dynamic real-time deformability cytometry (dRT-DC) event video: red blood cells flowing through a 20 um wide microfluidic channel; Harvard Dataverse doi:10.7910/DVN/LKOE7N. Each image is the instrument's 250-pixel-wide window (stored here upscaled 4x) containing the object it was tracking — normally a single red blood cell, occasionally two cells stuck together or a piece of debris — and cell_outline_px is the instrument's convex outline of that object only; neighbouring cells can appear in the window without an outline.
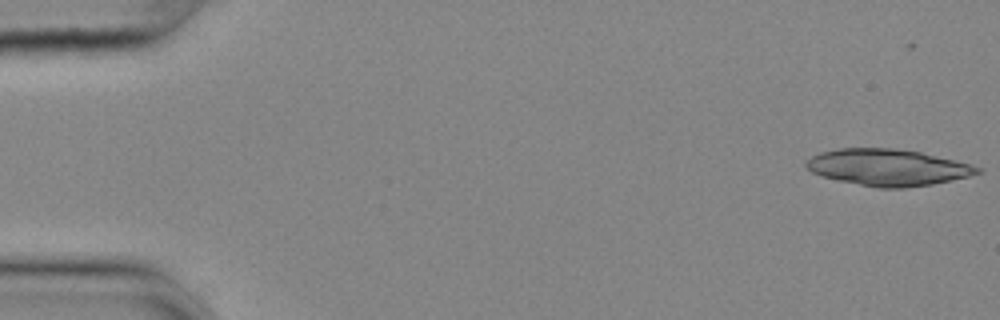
{"species": "common noctule bat (a hibernating species)", "species_latin": "Nyctalus noctula", "temperature_condition": "cold", "stored_images_in_passage": 42, "segment_of_instrument_passage": [1, 2], "camera_frame_rate_fps": 3000, "um_per_image_px": 0.085, "animal": {"sex": "female", "body_mass_g": 25.1}, "frame": {"image": 1, "passage_image": 1, "time_ms": 0.0, "image_size_px": [1000, 320], "cell_outline_px": [[984, 172], [968, 176], [932, 184], [904, 188], [876, 188], [820, 176], [812, 172], [804, 164], [812, 156], [820, 152], [840, 148], [896, 148], [920, 152], [972, 164], [984, 168]], "centroid_in_image_um": [75.49, 14.23], "position_along_channel_um": 9.5, "area_um2": 36.53}}
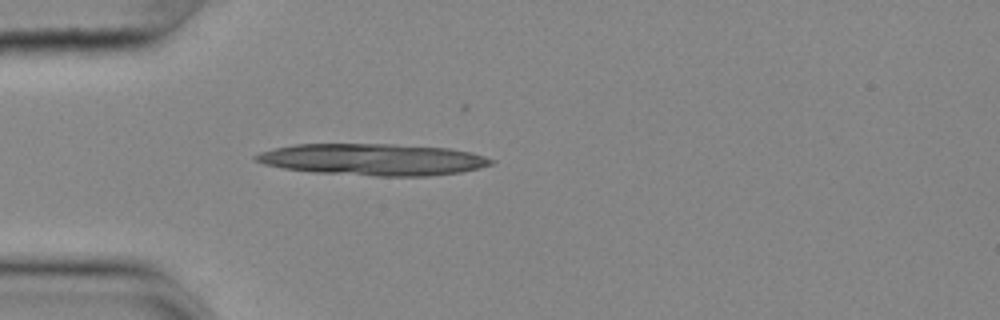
{"frame": {"image": 2, "passage_image": 15, "time_ms": 4.667, "image_size_px": [1000, 320], "cell_outline_px": [[496, 160], [492, 164], [480, 168], [460, 172], [428, 176], [376, 176], [312, 172], [284, 168], [264, 164], [256, 160], [252, 156], [260, 152], [276, 148], [296, 144], [392, 144], [448, 148], [472, 152]], "centroid_in_image_um": [31.73, 13.56], "position_along_channel_um": 53.3, "area_um2": 43.41}}